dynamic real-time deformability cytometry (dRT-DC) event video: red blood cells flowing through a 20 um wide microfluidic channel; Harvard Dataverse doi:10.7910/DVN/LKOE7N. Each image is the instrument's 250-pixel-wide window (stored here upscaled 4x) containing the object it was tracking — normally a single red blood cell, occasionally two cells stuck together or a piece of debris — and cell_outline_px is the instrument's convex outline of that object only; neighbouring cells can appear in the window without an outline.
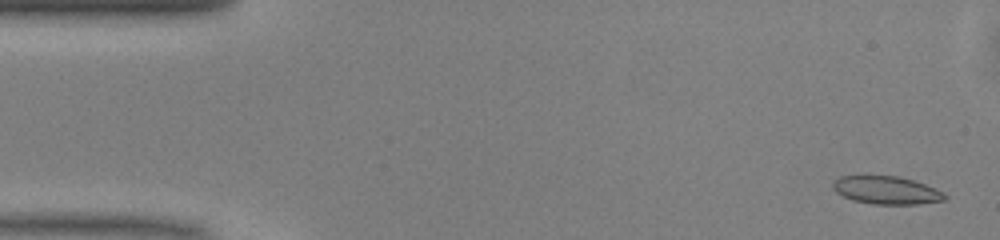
{"species": "common noctule bat (a hibernating species)", "species_latin": "Nyctalus noctula", "temperature_condition": "warm", "stored_images_in_passage": 49, "camera_frame_rate_fps": 3000, "um_per_image_px": 0.085, "animal": {"sex": "male", "body_mass_g": 13.0, "forearm_length_mm": 53.1}, "frame": {"image": 1, "passage_image": 2, "time_ms": 0.333, "image_size_px": [1000, 240], "cell_outline_px": [[948, 196], [944, 200], [916, 204], [872, 204], [852, 200], [836, 192], [832, 188], [832, 180], [840, 176], [864, 172], [896, 176], [912, 180], [924, 184], [944, 192]], "centroid_in_image_um": [75.24, 16.11], "position_along_channel_um": 9.8, "area_um2": 18.96}}
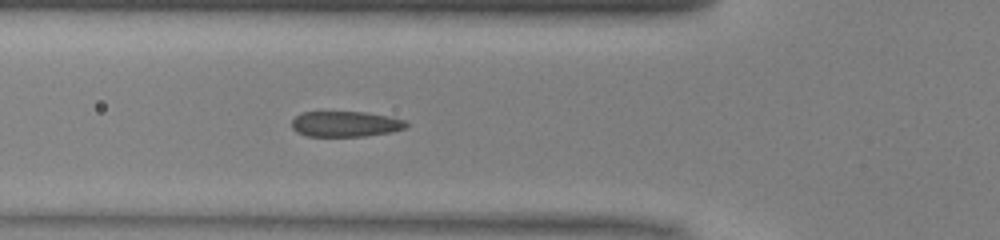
{"frame": {"image": 2, "passage_image": 17, "time_ms": 5.333, "image_size_px": [1000, 240], "cell_outline_px": [[408, 128], [392, 132], [364, 136], [308, 136], [296, 132], [292, 128], [292, 120], [300, 112], [364, 112], [392, 116], [408, 120]], "centroid_in_image_um": [29.43, 10.53], "position_along_channel_um": 96.4, "area_um2": 17.34}}
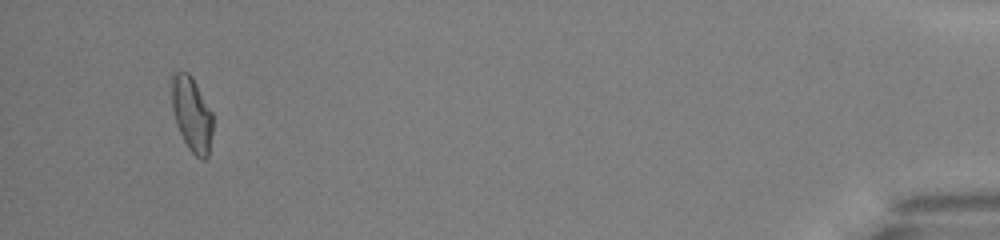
{"frame": {"image": 3, "passage_image": 47, "time_ms": 15.333, "image_size_px": [1000, 240], "cell_outline_px": [[212, 132], [208, 156], [204, 160], [200, 160], [188, 148], [176, 124], [172, 108], [172, 72], [188, 72], [196, 84], [212, 112]], "centroid_in_image_um": [16.3, 9.72], "position_along_channel_um": 418.9, "area_um2": 17.69}, "authors_computed_cell_mechanics": {"area_um2": 17.918, "velocity_mm_per_s": 4.0939, "shape_relaxation_time_tau1_ms": 4.8781, "shape_relaxation_time_tau2_ms": 1.0144, "deformation_change_tau1": 0.1451, "deformation_change_tau2": 0.0654}}